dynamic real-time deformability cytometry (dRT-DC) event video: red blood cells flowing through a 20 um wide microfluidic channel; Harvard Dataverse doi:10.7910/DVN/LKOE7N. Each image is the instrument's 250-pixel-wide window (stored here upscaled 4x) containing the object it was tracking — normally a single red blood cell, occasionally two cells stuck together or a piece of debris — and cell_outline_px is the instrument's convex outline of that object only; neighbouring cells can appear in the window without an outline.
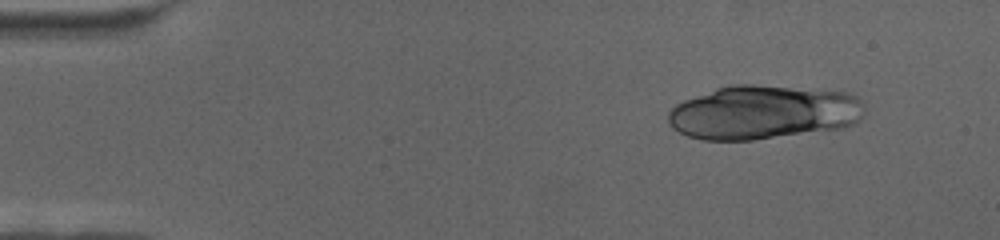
{"species": "human", "species_latin": "Homo sapiens", "temperature_condition": "cold", "stored_images_in_passage": 66, "camera_frame_rate_fps": 3000, "um_per_image_px": 0.085, "donor": {"sex": "female"}, "frame": {"image": 1, "passage_image": 7, "time_ms": 2.0, "image_size_px": [1000, 240], "cell_outline_px": [[864, 112], [852, 124], [844, 128], [752, 140], [704, 140], [688, 136], [672, 128], [668, 124], [668, 112], [676, 104], [684, 100], [716, 88], [732, 84], [752, 84], [848, 92], [856, 96], [864, 104]], "centroid_in_image_um": [64.86, 9.55], "position_along_channel_um": 20.1, "area_um2": 61.79}}